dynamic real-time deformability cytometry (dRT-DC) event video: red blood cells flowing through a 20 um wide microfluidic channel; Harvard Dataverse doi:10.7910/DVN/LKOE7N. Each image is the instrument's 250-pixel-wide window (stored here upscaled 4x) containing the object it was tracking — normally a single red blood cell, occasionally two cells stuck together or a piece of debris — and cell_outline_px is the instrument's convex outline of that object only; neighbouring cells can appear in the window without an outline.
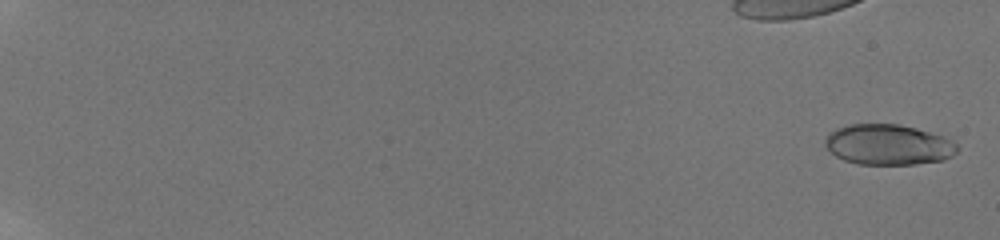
{"species": "human", "species_latin": "Homo sapiens", "temperature_condition": "room temperature", "stored_images_in_passage": 52, "camera_frame_rate_fps": 3000, "um_per_image_px": 0.085, "donor": {"sex": "male"}, "frame": {"image": 1, "passage_image": 2, "time_ms": 0.333, "image_size_px": [1000, 240], "cell_outline_px": [[960, 148], [952, 156], [944, 160], [916, 164], [856, 164], [844, 160], [836, 156], [824, 144], [824, 140], [828, 132], [836, 128], [848, 124], [900, 124], [916, 128], [944, 136], [952, 140]], "centroid_in_image_um": [75.51, 12.29], "position_along_channel_um": 9.5, "area_um2": 31.44}}
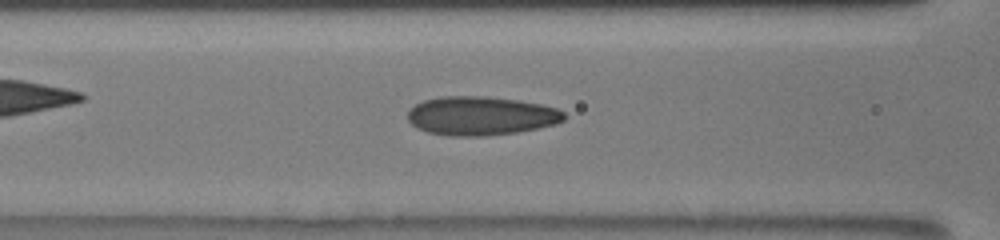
{"frame": {"image": 2, "passage_image": 24, "time_ms": 9.667, "image_size_px": [1000, 240], "cell_outline_px": [[568, 116], [564, 120], [556, 124], [516, 132], [484, 136], [448, 136], [428, 132], [416, 128], [408, 120], [408, 112], [416, 104], [424, 100], [440, 96], [488, 96], [520, 100], [540, 104], [556, 108], [564, 112]], "centroid_in_image_um": [40.89, 9.84], "position_along_channel_um": 125.7, "area_um2": 35.55}}
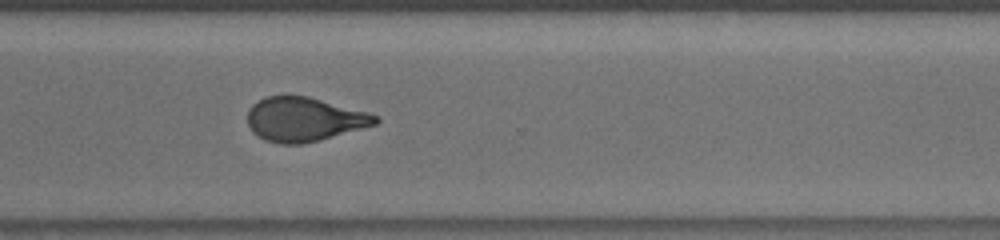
{"frame": {"image": 3, "passage_image": 40, "time_ms": 15.333, "image_size_px": [1000, 240], "cell_outline_px": [[380, 120], [376, 124], [320, 140], [304, 144], [280, 144], [264, 140], [252, 132], [248, 124], [248, 108], [252, 104], [264, 96], [308, 96], [368, 112], [380, 116]], "centroid_in_image_um": [25.84, 10.14], "position_along_channel_um": 344.8, "area_um2": 33.0}, "authors_computed_cell_mechanics": {"area_um2": 32.8882, "velocity_mm_per_s": 3.8725, "shape_relaxation_time_tau1_ms": 9.0331, "shape_relaxation_time_tau2_ms": 0.9733, "deformation_change_tau1": 0.232, "deformation_change_tau2": 0.0741}}